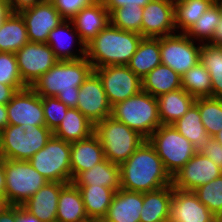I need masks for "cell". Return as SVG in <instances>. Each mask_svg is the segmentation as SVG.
<instances>
[{
	"instance_id": "cell-24",
	"label": "cell",
	"mask_w": 222,
	"mask_h": 222,
	"mask_svg": "<svg viewBox=\"0 0 222 222\" xmlns=\"http://www.w3.org/2000/svg\"><path fill=\"white\" fill-rule=\"evenodd\" d=\"M173 186L143 193L140 222H169Z\"/></svg>"
},
{
	"instance_id": "cell-9",
	"label": "cell",
	"mask_w": 222,
	"mask_h": 222,
	"mask_svg": "<svg viewBox=\"0 0 222 222\" xmlns=\"http://www.w3.org/2000/svg\"><path fill=\"white\" fill-rule=\"evenodd\" d=\"M5 198L9 205L21 206L48 183L28 161L4 159Z\"/></svg>"
},
{
	"instance_id": "cell-29",
	"label": "cell",
	"mask_w": 222,
	"mask_h": 222,
	"mask_svg": "<svg viewBox=\"0 0 222 222\" xmlns=\"http://www.w3.org/2000/svg\"><path fill=\"white\" fill-rule=\"evenodd\" d=\"M95 125L77 108H69L53 136L66 142H75L88 138L94 133Z\"/></svg>"
},
{
	"instance_id": "cell-52",
	"label": "cell",
	"mask_w": 222,
	"mask_h": 222,
	"mask_svg": "<svg viewBox=\"0 0 222 222\" xmlns=\"http://www.w3.org/2000/svg\"><path fill=\"white\" fill-rule=\"evenodd\" d=\"M8 125L7 105L0 104V132Z\"/></svg>"
},
{
	"instance_id": "cell-4",
	"label": "cell",
	"mask_w": 222,
	"mask_h": 222,
	"mask_svg": "<svg viewBox=\"0 0 222 222\" xmlns=\"http://www.w3.org/2000/svg\"><path fill=\"white\" fill-rule=\"evenodd\" d=\"M52 136L53 132L45 125H7L0 132V157L28 161Z\"/></svg>"
},
{
	"instance_id": "cell-54",
	"label": "cell",
	"mask_w": 222,
	"mask_h": 222,
	"mask_svg": "<svg viewBox=\"0 0 222 222\" xmlns=\"http://www.w3.org/2000/svg\"><path fill=\"white\" fill-rule=\"evenodd\" d=\"M9 205L5 195L0 194V213H2Z\"/></svg>"
},
{
	"instance_id": "cell-48",
	"label": "cell",
	"mask_w": 222,
	"mask_h": 222,
	"mask_svg": "<svg viewBox=\"0 0 222 222\" xmlns=\"http://www.w3.org/2000/svg\"><path fill=\"white\" fill-rule=\"evenodd\" d=\"M16 92L12 86L0 83V104L7 105Z\"/></svg>"
},
{
	"instance_id": "cell-20",
	"label": "cell",
	"mask_w": 222,
	"mask_h": 222,
	"mask_svg": "<svg viewBox=\"0 0 222 222\" xmlns=\"http://www.w3.org/2000/svg\"><path fill=\"white\" fill-rule=\"evenodd\" d=\"M66 184L48 182L21 206L42 222H56L59 194Z\"/></svg>"
},
{
	"instance_id": "cell-42",
	"label": "cell",
	"mask_w": 222,
	"mask_h": 222,
	"mask_svg": "<svg viewBox=\"0 0 222 222\" xmlns=\"http://www.w3.org/2000/svg\"><path fill=\"white\" fill-rule=\"evenodd\" d=\"M42 106L45 126L54 132L62 122L69 107L56 97H42Z\"/></svg>"
},
{
	"instance_id": "cell-31",
	"label": "cell",
	"mask_w": 222,
	"mask_h": 222,
	"mask_svg": "<svg viewBox=\"0 0 222 222\" xmlns=\"http://www.w3.org/2000/svg\"><path fill=\"white\" fill-rule=\"evenodd\" d=\"M142 91L154 96L166 94L182 88L181 76L169 66L158 65L141 79Z\"/></svg>"
},
{
	"instance_id": "cell-35",
	"label": "cell",
	"mask_w": 222,
	"mask_h": 222,
	"mask_svg": "<svg viewBox=\"0 0 222 222\" xmlns=\"http://www.w3.org/2000/svg\"><path fill=\"white\" fill-rule=\"evenodd\" d=\"M200 62L209 72L212 97L222 99V46L201 44Z\"/></svg>"
},
{
	"instance_id": "cell-44",
	"label": "cell",
	"mask_w": 222,
	"mask_h": 222,
	"mask_svg": "<svg viewBox=\"0 0 222 222\" xmlns=\"http://www.w3.org/2000/svg\"><path fill=\"white\" fill-rule=\"evenodd\" d=\"M199 152L211 159L222 170V145L214 137L205 143Z\"/></svg>"
},
{
	"instance_id": "cell-23",
	"label": "cell",
	"mask_w": 222,
	"mask_h": 222,
	"mask_svg": "<svg viewBox=\"0 0 222 222\" xmlns=\"http://www.w3.org/2000/svg\"><path fill=\"white\" fill-rule=\"evenodd\" d=\"M142 207L143 193L120 188L116 191L103 219L107 222H140Z\"/></svg>"
},
{
	"instance_id": "cell-47",
	"label": "cell",
	"mask_w": 222,
	"mask_h": 222,
	"mask_svg": "<svg viewBox=\"0 0 222 222\" xmlns=\"http://www.w3.org/2000/svg\"><path fill=\"white\" fill-rule=\"evenodd\" d=\"M16 222H42L22 206H16Z\"/></svg>"
},
{
	"instance_id": "cell-22",
	"label": "cell",
	"mask_w": 222,
	"mask_h": 222,
	"mask_svg": "<svg viewBox=\"0 0 222 222\" xmlns=\"http://www.w3.org/2000/svg\"><path fill=\"white\" fill-rule=\"evenodd\" d=\"M71 21L86 45L110 23V14L103 2L98 0L90 7L80 10Z\"/></svg>"
},
{
	"instance_id": "cell-26",
	"label": "cell",
	"mask_w": 222,
	"mask_h": 222,
	"mask_svg": "<svg viewBox=\"0 0 222 222\" xmlns=\"http://www.w3.org/2000/svg\"><path fill=\"white\" fill-rule=\"evenodd\" d=\"M158 114L162 125H171L195 103V98L180 88L157 97Z\"/></svg>"
},
{
	"instance_id": "cell-38",
	"label": "cell",
	"mask_w": 222,
	"mask_h": 222,
	"mask_svg": "<svg viewBox=\"0 0 222 222\" xmlns=\"http://www.w3.org/2000/svg\"><path fill=\"white\" fill-rule=\"evenodd\" d=\"M200 112L201 121L212 137L222 130V99L205 97L197 98L194 103Z\"/></svg>"
},
{
	"instance_id": "cell-28",
	"label": "cell",
	"mask_w": 222,
	"mask_h": 222,
	"mask_svg": "<svg viewBox=\"0 0 222 222\" xmlns=\"http://www.w3.org/2000/svg\"><path fill=\"white\" fill-rule=\"evenodd\" d=\"M160 64V37H143L127 66L142 79Z\"/></svg>"
},
{
	"instance_id": "cell-46",
	"label": "cell",
	"mask_w": 222,
	"mask_h": 222,
	"mask_svg": "<svg viewBox=\"0 0 222 222\" xmlns=\"http://www.w3.org/2000/svg\"><path fill=\"white\" fill-rule=\"evenodd\" d=\"M12 12H19L23 9L34 6L40 0H7Z\"/></svg>"
},
{
	"instance_id": "cell-43",
	"label": "cell",
	"mask_w": 222,
	"mask_h": 222,
	"mask_svg": "<svg viewBox=\"0 0 222 222\" xmlns=\"http://www.w3.org/2000/svg\"><path fill=\"white\" fill-rule=\"evenodd\" d=\"M98 0H54L52 3L64 20H71L80 10Z\"/></svg>"
},
{
	"instance_id": "cell-49",
	"label": "cell",
	"mask_w": 222,
	"mask_h": 222,
	"mask_svg": "<svg viewBox=\"0 0 222 222\" xmlns=\"http://www.w3.org/2000/svg\"><path fill=\"white\" fill-rule=\"evenodd\" d=\"M0 222H16V206H8L0 213Z\"/></svg>"
},
{
	"instance_id": "cell-7",
	"label": "cell",
	"mask_w": 222,
	"mask_h": 222,
	"mask_svg": "<svg viewBox=\"0 0 222 222\" xmlns=\"http://www.w3.org/2000/svg\"><path fill=\"white\" fill-rule=\"evenodd\" d=\"M147 140L155 148L171 177L197 153L192 143L172 124L160 125Z\"/></svg>"
},
{
	"instance_id": "cell-40",
	"label": "cell",
	"mask_w": 222,
	"mask_h": 222,
	"mask_svg": "<svg viewBox=\"0 0 222 222\" xmlns=\"http://www.w3.org/2000/svg\"><path fill=\"white\" fill-rule=\"evenodd\" d=\"M193 192L212 214L222 213V175Z\"/></svg>"
},
{
	"instance_id": "cell-12",
	"label": "cell",
	"mask_w": 222,
	"mask_h": 222,
	"mask_svg": "<svg viewBox=\"0 0 222 222\" xmlns=\"http://www.w3.org/2000/svg\"><path fill=\"white\" fill-rule=\"evenodd\" d=\"M15 54L19 74L28 87L58 62L47 43L28 42Z\"/></svg>"
},
{
	"instance_id": "cell-25",
	"label": "cell",
	"mask_w": 222,
	"mask_h": 222,
	"mask_svg": "<svg viewBox=\"0 0 222 222\" xmlns=\"http://www.w3.org/2000/svg\"><path fill=\"white\" fill-rule=\"evenodd\" d=\"M56 222H92L86 214L80 190L73 182L61 189Z\"/></svg>"
},
{
	"instance_id": "cell-45",
	"label": "cell",
	"mask_w": 222,
	"mask_h": 222,
	"mask_svg": "<svg viewBox=\"0 0 222 222\" xmlns=\"http://www.w3.org/2000/svg\"><path fill=\"white\" fill-rule=\"evenodd\" d=\"M104 4V7L107 9L109 14H111L115 9L124 7L126 5H131L135 3L138 6L144 7L151 0H101Z\"/></svg>"
},
{
	"instance_id": "cell-58",
	"label": "cell",
	"mask_w": 222,
	"mask_h": 222,
	"mask_svg": "<svg viewBox=\"0 0 222 222\" xmlns=\"http://www.w3.org/2000/svg\"><path fill=\"white\" fill-rule=\"evenodd\" d=\"M54 0H40V2L52 3Z\"/></svg>"
},
{
	"instance_id": "cell-2",
	"label": "cell",
	"mask_w": 222,
	"mask_h": 222,
	"mask_svg": "<svg viewBox=\"0 0 222 222\" xmlns=\"http://www.w3.org/2000/svg\"><path fill=\"white\" fill-rule=\"evenodd\" d=\"M94 71L86 57L58 60L31 88L41 97H56L69 108H76L80 85Z\"/></svg>"
},
{
	"instance_id": "cell-39",
	"label": "cell",
	"mask_w": 222,
	"mask_h": 222,
	"mask_svg": "<svg viewBox=\"0 0 222 222\" xmlns=\"http://www.w3.org/2000/svg\"><path fill=\"white\" fill-rule=\"evenodd\" d=\"M143 7L131 3L115 9L110 14V23L119 29L141 35Z\"/></svg>"
},
{
	"instance_id": "cell-37",
	"label": "cell",
	"mask_w": 222,
	"mask_h": 222,
	"mask_svg": "<svg viewBox=\"0 0 222 222\" xmlns=\"http://www.w3.org/2000/svg\"><path fill=\"white\" fill-rule=\"evenodd\" d=\"M221 15V7L215 1L185 34L201 44L208 43L214 34L218 21L221 19Z\"/></svg>"
},
{
	"instance_id": "cell-10",
	"label": "cell",
	"mask_w": 222,
	"mask_h": 222,
	"mask_svg": "<svg viewBox=\"0 0 222 222\" xmlns=\"http://www.w3.org/2000/svg\"><path fill=\"white\" fill-rule=\"evenodd\" d=\"M201 43L189 38L185 33L160 37L161 64L169 66L182 76L200 62Z\"/></svg>"
},
{
	"instance_id": "cell-13",
	"label": "cell",
	"mask_w": 222,
	"mask_h": 222,
	"mask_svg": "<svg viewBox=\"0 0 222 222\" xmlns=\"http://www.w3.org/2000/svg\"><path fill=\"white\" fill-rule=\"evenodd\" d=\"M76 108L94 125L111 116V105L102 82L94 71L79 87Z\"/></svg>"
},
{
	"instance_id": "cell-19",
	"label": "cell",
	"mask_w": 222,
	"mask_h": 222,
	"mask_svg": "<svg viewBox=\"0 0 222 222\" xmlns=\"http://www.w3.org/2000/svg\"><path fill=\"white\" fill-rule=\"evenodd\" d=\"M212 217L193 191L173 188L169 222H212Z\"/></svg>"
},
{
	"instance_id": "cell-1",
	"label": "cell",
	"mask_w": 222,
	"mask_h": 222,
	"mask_svg": "<svg viewBox=\"0 0 222 222\" xmlns=\"http://www.w3.org/2000/svg\"><path fill=\"white\" fill-rule=\"evenodd\" d=\"M120 178L121 189L132 192L145 193L172 185V177L148 140L120 164Z\"/></svg>"
},
{
	"instance_id": "cell-3",
	"label": "cell",
	"mask_w": 222,
	"mask_h": 222,
	"mask_svg": "<svg viewBox=\"0 0 222 222\" xmlns=\"http://www.w3.org/2000/svg\"><path fill=\"white\" fill-rule=\"evenodd\" d=\"M143 36L109 23L88 44L86 58L93 69L110 65H127Z\"/></svg>"
},
{
	"instance_id": "cell-53",
	"label": "cell",
	"mask_w": 222,
	"mask_h": 222,
	"mask_svg": "<svg viewBox=\"0 0 222 222\" xmlns=\"http://www.w3.org/2000/svg\"><path fill=\"white\" fill-rule=\"evenodd\" d=\"M6 180L4 170V159L0 157V194L5 195Z\"/></svg>"
},
{
	"instance_id": "cell-57",
	"label": "cell",
	"mask_w": 222,
	"mask_h": 222,
	"mask_svg": "<svg viewBox=\"0 0 222 222\" xmlns=\"http://www.w3.org/2000/svg\"><path fill=\"white\" fill-rule=\"evenodd\" d=\"M92 222H107V221H105L104 219H97V220H94Z\"/></svg>"
},
{
	"instance_id": "cell-55",
	"label": "cell",
	"mask_w": 222,
	"mask_h": 222,
	"mask_svg": "<svg viewBox=\"0 0 222 222\" xmlns=\"http://www.w3.org/2000/svg\"><path fill=\"white\" fill-rule=\"evenodd\" d=\"M212 222H222V213L213 214Z\"/></svg>"
},
{
	"instance_id": "cell-15",
	"label": "cell",
	"mask_w": 222,
	"mask_h": 222,
	"mask_svg": "<svg viewBox=\"0 0 222 222\" xmlns=\"http://www.w3.org/2000/svg\"><path fill=\"white\" fill-rule=\"evenodd\" d=\"M175 33L174 0H151L143 7V37L159 38Z\"/></svg>"
},
{
	"instance_id": "cell-14",
	"label": "cell",
	"mask_w": 222,
	"mask_h": 222,
	"mask_svg": "<svg viewBox=\"0 0 222 222\" xmlns=\"http://www.w3.org/2000/svg\"><path fill=\"white\" fill-rule=\"evenodd\" d=\"M222 175V170L207 156L197 152L172 177L173 188L194 191Z\"/></svg>"
},
{
	"instance_id": "cell-51",
	"label": "cell",
	"mask_w": 222,
	"mask_h": 222,
	"mask_svg": "<svg viewBox=\"0 0 222 222\" xmlns=\"http://www.w3.org/2000/svg\"><path fill=\"white\" fill-rule=\"evenodd\" d=\"M12 10L7 0H0V27L3 22L10 16Z\"/></svg>"
},
{
	"instance_id": "cell-5",
	"label": "cell",
	"mask_w": 222,
	"mask_h": 222,
	"mask_svg": "<svg viewBox=\"0 0 222 222\" xmlns=\"http://www.w3.org/2000/svg\"><path fill=\"white\" fill-rule=\"evenodd\" d=\"M111 116L138 132L146 140L162 125L157 98L142 90L112 106Z\"/></svg>"
},
{
	"instance_id": "cell-6",
	"label": "cell",
	"mask_w": 222,
	"mask_h": 222,
	"mask_svg": "<svg viewBox=\"0 0 222 222\" xmlns=\"http://www.w3.org/2000/svg\"><path fill=\"white\" fill-rule=\"evenodd\" d=\"M105 158L112 163L121 164L146 140L138 132L109 116L95 125Z\"/></svg>"
},
{
	"instance_id": "cell-16",
	"label": "cell",
	"mask_w": 222,
	"mask_h": 222,
	"mask_svg": "<svg viewBox=\"0 0 222 222\" xmlns=\"http://www.w3.org/2000/svg\"><path fill=\"white\" fill-rule=\"evenodd\" d=\"M8 125H45L42 97L31 87L17 91L7 104Z\"/></svg>"
},
{
	"instance_id": "cell-27",
	"label": "cell",
	"mask_w": 222,
	"mask_h": 222,
	"mask_svg": "<svg viewBox=\"0 0 222 222\" xmlns=\"http://www.w3.org/2000/svg\"><path fill=\"white\" fill-rule=\"evenodd\" d=\"M72 182L75 185L105 186L118 191L121 188L120 165L105 159L81 172Z\"/></svg>"
},
{
	"instance_id": "cell-8",
	"label": "cell",
	"mask_w": 222,
	"mask_h": 222,
	"mask_svg": "<svg viewBox=\"0 0 222 222\" xmlns=\"http://www.w3.org/2000/svg\"><path fill=\"white\" fill-rule=\"evenodd\" d=\"M71 143L52 136L28 162L48 182H72Z\"/></svg>"
},
{
	"instance_id": "cell-36",
	"label": "cell",
	"mask_w": 222,
	"mask_h": 222,
	"mask_svg": "<svg viewBox=\"0 0 222 222\" xmlns=\"http://www.w3.org/2000/svg\"><path fill=\"white\" fill-rule=\"evenodd\" d=\"M181 86L195 99L212 97V84L208 70L201 62L181 76Z\"/></svg>"
},
{
	"instance_id": "cell-30",
	"label": "cell",
	"mask_w": 222,
	"mask_h": 222,
	"mask_svg": "<svg viewBox=\"0 0 222 222\" xmlns=\"http://www.w3.org/2000/svg\"><path fill=\"white\" fill-rule=\"evenodd\" d=\"M80 190L85 211L91 221L103 219L108 212L116 190L105 186L76 185Z\"/></svg>"
},
{
	"instance_id": "cell-34",
	"label": "cell",
	"mask_w": 222,
	"mask_h": 222,
	"mask_svg": "<svg viewBox=\"0 0 222 222\" xmlns=\"http://www.w3.org/2000/svg\"><path fill=\"white\" fill-rule=\"evenodd\" d=\"M216 0H174L177 33H185Z\"/></svg>"
},
{
	"instance_id": "cell-41",
	"label": "cell",
	"mask_w": 222,
	"mask_h": 222,
	"mask_svg": "<svg viewBox=\"0 0 222 222\" xmlns=\"http://www.w3.org/2000/svg\"><path fill=\"white\" fill-rule=\"evenodd\" d=\"M0 83L10 85L16 91L28 87L19 74L15 53L0 52Z\"/></svg>"
},
{
	"instance_id": "cell-11",
	"label": "cell",
	"mask_w": 222,
	"mask_h": 222,
	"mask_svg": "<svg viewBox=\"0 0 222 222\" xmlns=\"http://www.w3.org/2000/svg\"><path fill=\"white\" fill-rule=\"evenodd\" d=\"M94 72L102 82L111 107L142 90L141 79L127 65L103 66Z\"/></svg>"
},
{
	"instance_id": "cell-21",
	"label": "cell",
	"mask_w": 222,
	"mask_h": 222,
	"mask_svg": "<svg viewBox=\"0 0 222 222\" xmlns=\"http://www.w3.org/2000/svg\"><path fill=\"white\" fill-rule=\"evenodd\" d=\"M105 154L98 136L93 133L86 139L71 143L72 181L81 173L104 161Z\"/></svg>"
},
{
	"instance_id": "cell-33",
	"label": "cell",
	"mask_w": 222,
	"mask_h": 222,
	"mask_svg": "<svg viewBox=\"0 0 222 222\" xmlns=\"http://www.w3.org/2000/svg\"><path fill=\"white\" fill-rule=\"evenodd\" d=\"M29 42L22 16L12 12L0 27V52L16 53Z\"/></svg>"
},
{
	"instance_id": "cell-18",
	"label": "cell",
	"mask_w": 222,
	"mask_h": 222,
	"mask_svg": "<svg viewBox=\"0 0 222 222\" xmlns=\"http://www.w3.org/2000/svg\"><path fill=\"white\" fill-rule=\"evenodd\" d=\"M46 43L58 60H79L86 57V45L80 39L71 20H63L54 28L49 33Z\"/></svg>"
},
{
	"instance_id": "cell-32",
	"label": "cell",
	"mask_w": 222,
	"mask_h": 222,
	"mask_svg": "<svg viewBox=\"0 0 222 222\" xmlns=\"http://www.w3.org/2000/svg\"><path fill=\"white\" fill-rule=\"evenodd\" d=\"M174 128L189 140L194 149L199 152L205 143L212 139L201 121L198 107L193 104L189 110L173 124Z\"/></svg>"
},
{
	"instance_id": "cell-56",
	"label": "cell",
	"mask_w": 222,
	"mask_h": 222,
	"mask_svg": "<svg viewBox=\"0 0 222 222\" xmlns=\"http://www.w3.org/2000/svg\"><path fill=\"white\" fill-rule=\"evenodd\" d=\"M222 145V130L213 136Z\"/></svg>"
},
{
	"instance_id": "cell-50",
	"label": "cell",
	"mask_w": 222,
	"mask_h": 222,
	"mask_svg": "<svg viewBox=\"0 0 222 222\" xmlns=\"http://www.w3.org/2000/svg\"><path fill=\"white\" fill-rule=\"evenodd\" d=\"M208 43L222 46V15L220 21H218L217 26L215 27L214 34Z\"/></svg>"
},
{
	"instance_id": "cell-59",
	"label": "cell",
	"mask_w": 222,
	"mask_h": 222,
	"mask_svg": "<svg viewBox=\"0 0 222 222\" xmlns=\"http://www.w3.org/2000/svg\"><path fill=\"white\" fill-rule=\"evenodd\" d=\"M216 1L219 4V6L221 7V10H222V0H216Z\"/></svg>"
},
{
	"instance_id": "cell-17",
	"label": "cell",
	"mask_w": 222,
	"mask_h": 222,
	"mask_svg": "<svg viewBox=\"0 0 222 222\" xmlns=\"http://www.w3.org/2000/svg\"><path fill=\"white\" fill-rule=\"evenodd\" d=\"M27 28L29 42L46 43L49 33L64 19L53 3L39 2L18 12Z\"/></svg>"
}]
</instances>
